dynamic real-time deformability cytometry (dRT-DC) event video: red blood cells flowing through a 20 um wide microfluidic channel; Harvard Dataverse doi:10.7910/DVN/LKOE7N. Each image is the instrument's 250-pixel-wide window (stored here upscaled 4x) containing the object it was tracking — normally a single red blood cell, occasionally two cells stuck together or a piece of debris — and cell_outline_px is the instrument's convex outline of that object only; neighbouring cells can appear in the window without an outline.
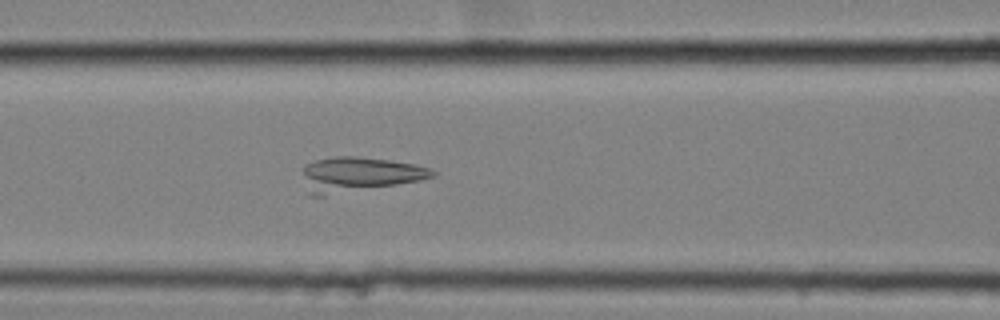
{"species": "common noctule bat (a hibernating species)", "species_latin": "Nyctalus noctula", "temperature_condition": "cold", "stored_images_in_passage": 55, "camera_frame_rate_fps": 3000, "um_per_image_px": 0.085, "animal": {"sex": "female", "body_mass_g": 25.1}, "frame": {"image": 1, "passage_image": 23, "time_ms": 7.333, "image_size_px": [1000, 320], "cell_outline_px": [[436, 176], [420, 180], [324, 196], [308, 196], [304, 172], [304, 164], [316, 160], [332, 156], [356, 156], [388, 160], [416, 164], [428, 168], [436, 172]], "centroid_in_image_um": [30.49, 14.82], "position_along_channel_um": 136.1, "area_um2": 26.07}}
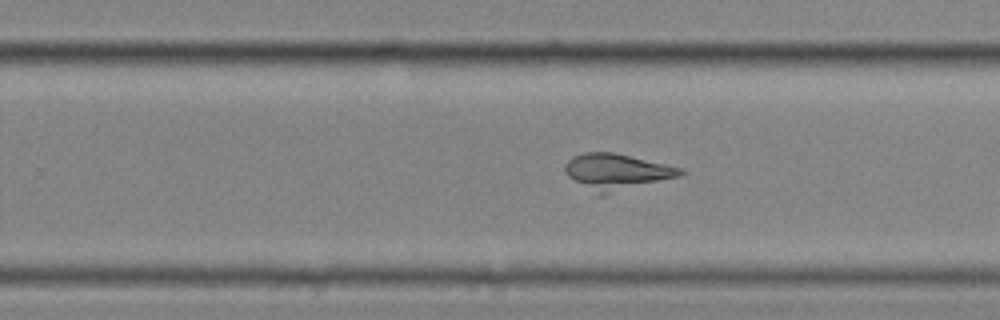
{"frame": {"image": 2, "passage_image": 35, "time_ms": 11.333, "image_size_px": [1000, 320], "cell_outline_px": [[684, 172], [680, 176], [604, 196], [600, 196], [568, 176], [564, 172], [564, 164], [572, 156], [584, 152], [612, 152], [664, 164], [680, 168]], "centroid_in_image_um": [52.37, 14.61], "position_along_channel_um": 277.4, "area_um2": 24.04}}
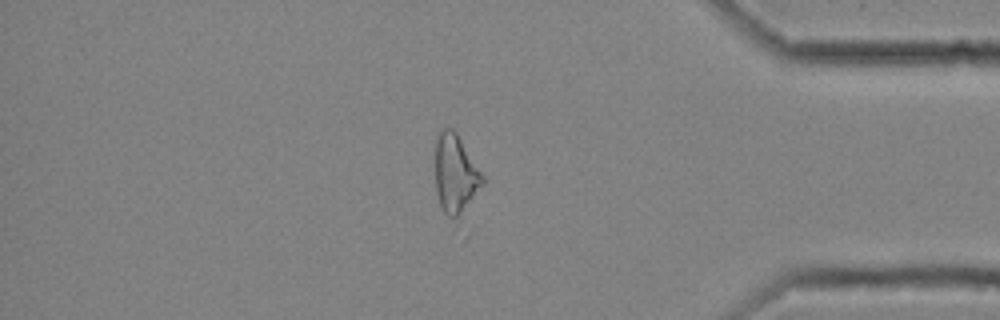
{"frame": {"image": 3, "passage_image": 47, "time_ms": 15.333, "image_size_px": [1000, 320], "cell_outline_px": [[484, 184], [460, 212], [456, 216], [448, 216], [444, 212], [440, 204], [436, 188], [436, 136], [444, 128], [452, 128], [456, 132], [484, 176]], "centroid_in_image_um": [38.7, 14.71], "position_along_channel_um": 396.5, "area_um2": 20.92}}